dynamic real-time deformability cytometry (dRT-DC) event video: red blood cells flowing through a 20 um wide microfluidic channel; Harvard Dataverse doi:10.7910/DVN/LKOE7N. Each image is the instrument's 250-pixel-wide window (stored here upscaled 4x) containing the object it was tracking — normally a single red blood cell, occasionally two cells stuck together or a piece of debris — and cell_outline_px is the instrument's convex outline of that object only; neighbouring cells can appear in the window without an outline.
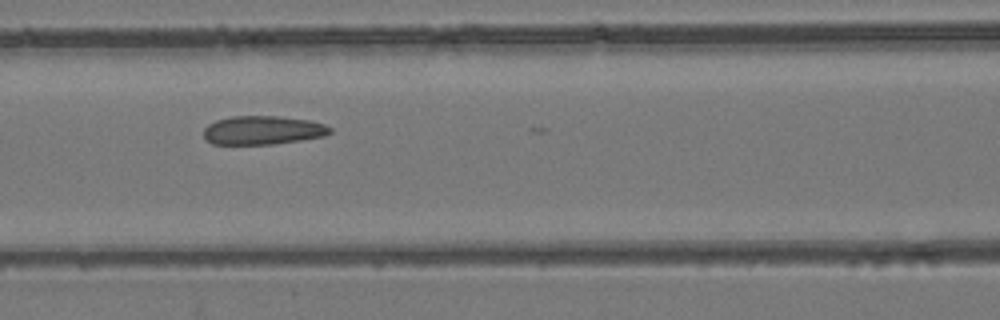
{"species": "common noctule bat (a hibernating species)", "species_latin": "Nyctalus noctula", "temperature_condition": "room temperature", "stored_images_in_passage": 19, "camera_frame_rate_fps": 3000, "um_per_image_px": 0.085, "animal": {"sex": "female", "body_mass_g": 24.6, "forearm_length_mm": 56.2}, "frame": {"image": 1, "passage_image": 16, "time_ms": 5.0, "image_size_px": [1000, 320], "cell_outline_px": [[332, 132], [324, 136], [300, 140], [272, 144], [212, 144], [204, 140], [204, 128], [208, 124], [216, 120], [232, 116], [276, 116], [312, 120], [324, 124], [332, 128]], "centroid_in_image_um": [22.33, 11.06], "position_along_channel_um": 144.3, "area_um2": 21.27}}